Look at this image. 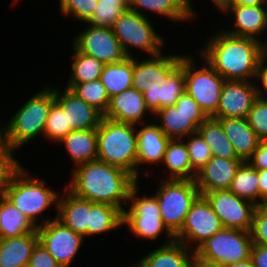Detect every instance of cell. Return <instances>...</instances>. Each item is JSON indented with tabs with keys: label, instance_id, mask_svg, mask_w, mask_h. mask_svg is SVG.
Segmentation results:
<instances>
[{
	"label": "cell",
	"instance_id": "obj_2",
	"mask_svg": "<svg viewBox=\"0 0 267 267\" xmlns=\"http://www.w3.org/2000/svg\"><path fill=\"white\" fill-rule=\"evenodd\" d=\"M74 168L71 181L65 185L70 192L93 203H107L125 210L130 191L138 182L131 173L98 159Z\"/></svg>",
	"mask_w": 267,
	"mask_h": 267
},
{
	"label": "cell",
	"instance_id": "obj_25",
	"mask_svg": "<svg viewBox=\"0 0 267 267\" xmlns=\"http://www.w3.org/2000/svg\"><path fill=\"white\" fill-rule=\"evenodd\" d=\"M195 251L174 241L160 245L137 263L140 267H193Z\"/></svg>",
	"mask_w": 267,
	"mask_h": 267
},
{
	"label": "cell",
	"instance_id": "obj_24",
	"mask_svg": "<svg viewBox=\"0 0 267 267\" xmlns=\"http://www.w3.org/2000/svg\"><path fill=\"white\" fill-rule=\"evenodd\" d=\"M184 69L179 65L166 79V83L161 86L158 82H151L147 91L143 93V98L147 109L154 115L161 108L175 105L181 94L185 92Z\"/></svg>",
	"mask_w": 267,
	"mask_h": 267
},
{
	"label": "cell",
	"instance_id": "obj_28",
	"mask_svg": "<svg viewBox=\"0 0 267 267\" xmlns=\"http://www.w3.org/2000/svg\"><path fill=\"white\" fill-rule=\"evenodd\" d=\"M232 143L237 156L247 161L256 150L260 139L248 124L246 118H217Z\"/></svg>",
	"mask_w": 267,
	"mask_h": 267
},
{
	"label": "cell",
	"instance_id": "obj_52",
	"mask_svg": "<svg viewBox=\"0 0 267 267\" xmlns=\"http://www.w3.org/2000/svg\"><path fill=\"white\" fill-rule=\"evenodd\" d=\"M3 125L0 126V149H4L9 145L7 141V125Z\"/></svg>",
	"mask_w": 267,
	"mask_h": 267
},
{
	"label": "cell",
	"instance_id": "obj_9",
	"mask_svg": "<svg viewBox=\"0 0 267 267\" xmlns=\"http://www.w3.org/2000/svg\"><path fill=\"white\" fill-rule=\"evenodd\" d=\"M193 56L183 54L180 66L185 74V91L199 104L208 117H212L219 105L221 90L225 79L222 78L207 62L205 66L195 68Z\"/></svg>",
	"mask_w": 267,
	"mask_h": 267
},
{
	"label": "cell",
	"instance_id": "obj_16",
	"mask_svg": "<svg viewBox=\"0 0 267 267\" xmlns=\"http://www.w3.org/2000/svg\"><path fill=\"white\" fill-rule=\"evenodd\" d=\"M255 83L225 80L214 118H246L257 99Z\"/></svg>",
	"mask_w": 267,
	"mask_h": 267
},
{
	"label": "cell",
	"instance_id": "obj_10",
	"mask_svg": "<svg viewBox=\"0 0 267 267\" xmlns=\"http://www.w3.org/2000/svg\"><path fill=\"white\" fill-rule=\"evenodd\" d=\"M253 242L250 232L222 228L195 250L194 260H209L228 265L250 258Z\"/></svg>",
	"mask_w": 267,
	"mask_h": 267
},
{
	"label": "cell",
	"instance_id": "obj_54",
	"mask_svg": "<svg viewBox=\"0 0 267 267\" xmlns=\"http://www.w3.org/2000/svg\"><path fill=\"white\" fill-rule=\"evenodd\" d=\"M98 2L118 3L124 10L129 8V0H98Z\"/></svg>",
	"mask_w": 267,
	"mask_h": 267
},
{
	"label": "cell",
	"instance_id": "obj_30",
	"mask_svg": "<svg viewBox=\"0 0 267 267\" xmlns=\"http://www.w3.org/2000/svg\"><path fill=\"white\" fill-rule=\"evenodd\" d=\"M166 166L165 179L195 180L196 172L191 167L189 153L184 139H170L161 165Z\"/></svg>",
	"mask_w": 267,
	"mask_h": 267
},
{
	"label": "cell",
	"instance_id": "obj_37",
	"mask_svg": "<svg viewBox=\"0 0 267 267\" xmlns=\"http://www.w3.org/2000/svg\"><path fill=\"white\" fill-rule=\"evenodd\" d=\"M80 99L95 107L103 115L108 109L110 98L100 79L78 84H66Z\"/></svg>",
	"mask_w": 267,
	"mask_h": 267
},
{
	"label": "cell",
	"instance_id": "obj_39",
	"mask_svg": "<svg viewBox=\"0 0 267 267\" xmlns=\"http://www.w3.org/2000/svg\"><path fill=\"white\" fill-rule=\"evenodd\" d=\"M184 141H186L191 167L197 173L212 158L210 147L199 132L185 137Z\"/></svg>",
	"mask_w": 267,
	"mask_h": 267
},
{
	"label": "cell",
	"instance_id": "obj_42",
	"mask_svg": "<svg viewBox=\"0 0 267 267\" xmlns=\"http://www.w3.org/2000/svg\"><path fill=\"white\" fill-rule=\"evenodd\" d=\"M123 12L124 9L118 3L98 2V6L87 24L97 27H111Z\"/></svg>",
	"mask_w": 267,
	"mask_h": 267
},
{
	"label": "cell",
	"instance_id": "obj_8",
	"mask_svg": "<svg viewBox=\"0 0 267 267\" xmlns=\"http://www.w3.org/2000/svg\"><path fill=\"white\" fill-rule=\"evenodd\" d=\"M151 22L147 16L127 9L111 26L127 57H134L131 52L133 50H130L133 48L139 49L150 57L164 52L162 51V46L165 45L164 38L156 32Z\"/></svg>",
	"mask_w": 267,
	"mask_h": 267
},
{
	"label": "cell",
	"instance_id": "obj_35",
	"mask_svg": "<svg viewBox=\"0 0 267 267\" xmlns=\"http://www.w3.org/2000/svg\"><path fill=\"white\" fill-rule=\"evenodd\" d=\"M229 190L257 207L260 206L258 170L244 161L237 169Z\"/></svg>",
	"mask_w": 267,
	"mask_h": 267
},
{
	"label": "cell",
	"instance_id": "obj_53",
	"mask_svg": "<svg viewBox=\"0 0 267 267\" xmlns=\"http://www.w3.org/2000/svg\"><path fill=\"white\" fill-rule=\"evenodd\" d=\"M227 267H255L251 258L247 260L228 264Z\"/></svg>",
	"mask_w": 267,
	"mask_h": 267
},
{
	"label": "cell",
	"instance_id": "obj_43",
	"mask_svg": "<svg viewBox=\"0 0 267 267\" xmlns=\"http://www.w3.org/2000/svg\"><path fill=\"white\" fill-rule=\"evenodd\" d=\"M14 155L15 150L10 145L0 149V191L5 189L13 174L22 166Z\"/></svg>",
	"mask_w": 267,
	"mask_h": 267
},
{
	"label": "cell",
	"instance_id": "obj_7",
	"mask_svg": "<svg viewBox=\"0 0 267 267\" xmlns=\"http://www.w3.org/2000/svg\"><path fill=\"white\" fill-rule=\"evenodd\" d=\"M160 179L155 192L161 219L175 236L182 228L192 203L200 195L195 180Z\"/></svg>",
	"mask_w": 267,
	"mask_h": 267
},
{
	"label": "cell",
	"instance_id": "obj_33",
	"mask_svg": "<svg viewBox=\"0 0 267 267\" xmlns=\"http://www.w3.org/2000/svg\"><path fill=\"white\" fill-rule=\"evenodd\" d=\"M198 132L210 147L212 157L240 159L217 118L208 117L198 127Z\"/></svg>",
	"mask_w": 267,
	"mask_h": 267
},
{
	"label": "cell",
	"instance_id": "obj_6",
	"mask_svg": "<svg viewBox=\"0 0 267 267\" xmlns=\"http://www.w3.org/2000/svg\"><path fill=\"white\" fill-rule=\"evenodd\" d=\"M138 181L130 191L127 207L123 211V226L136 238L156 241L163 232L168 238L164 245L175 241V236L168 230L161 219L156 195H138L140 186ZM138 195V196H137Z\"/></svg>",
	"mask_w": 267,
	"mask_h": 267
},
{
	"label": "cell",
	"instance_id": "obj_12",
	"mask_svg": "<svg viewBox=\"0 0 267 267\" xmlns=\"http://www.w3.org/2000/svg\"><path fill=\"white\" fill-rule=\"evenodd\" d=\"M222 228L209 201L204 195H199L192 203L181 230L175 235V241L195 251Z\"/></svg>",
	"mask_w": 267,
	"mask_h": 267
},
{
	"label": "cell",
	"instance_id": "obj_38",
	"mask_svg": "<svg viewBox=\"0 0 267 267\" xmlns=\"http://www.w3.org/2000/svg\"><path fill=\"white\" fill-rule=\"evenodd\" d=\"M71 128L67 125L66 112L63 111L61 105L55 100L49 110L45 123L44 138L52 141L54 144L60 142L69 132Z\"/></svg>",
	"mask_w": 267,
	"mask_h": 267
},
{
	"label": "cell",
	"instance_id": "obj_13",
	"mask_svg": "<svg viewBox=\"0 0 267 267\" xmlns=\"http://www.w3.org/2000/svg\"><path fill=\"white\" fill-rule=\"evenodd\" d=\"M37 227L39 242L49 251L61 267H69L84 244L85 238L66 227L59 220L41 217Z\"/></svg>",
	"mask_w": 267,
	"mask_h": 267
},
{
	"label": "cell",
	"instance_id": "obj_40",
	"mask_svg": "<svg viewBox=\"0 0 267 267\" xmlns=\"http://www.w3.org/2000/svg\"><path fill=\"white\" fill-rule=\"evenodd\" d=\"M60 14L73 16L79 22L83 21L86 24L94 14L98 6V0H58Z\"/></svg>",
	"mask_w": 267,
	"mask_h": 267
},
{
	"label": "cell",
	"instance_id": "obj_36",
	"mask_svg": "<svg viewBox=\"0 0 267 267\" xmlns=\"http://www.w3.org/2000/svg\"><path fill=\"white\" fill-rule=\"evenodd\" d=\"M71 72L67 84H78L100 79L104 64L91 56L79 52L74 46Z\"/></svg>",
	"mask_w": 267,
	"mask_h": 267
},
{
	"label": "cell",
	"instance_id": "obj_29",
	"mask_svg": "<svg viewBox=\"0 0 267 267\" xmlns=\"http://www.w3.org/2000/svg\"><path fill=\"white\" fill-rule=\"evenodd\" d=\"M59 143L64 145L73 167L97 160V128L71 131Z\"/></svg>",
	"mask_w": 267,
	"mask_h": 267
},
{
	"label": "cell",
	"instance_id": "obj_26",
	"mask_svg": "<svg viewBox=\"0 0 267 267\" xmlns=\"http://www.w3.org/2000/svg\"><path fill=\"white\" fill-rule=\"evenodd\" d=\"M192 0H129V8L142 16H146L143 10L158 14L168 21L183 22L194 20L196 12L191 4ZM143 8V9H142ZM141 9V10H140Z\"/></svg>",
	"mask_w": 267,
	"mask_h": 267
},
{
	"label": "cell",
	"instance_id": "obj_11",
	"mask_svg": "<svg viewBox=\"0 0 267 267\" xmlns=\"http://www.w3.org/2000/svg\"><path fill=\"white\" fill-rule=\"evenodd\" d=\"M152 118L154 122L156 120L155 124L169 139H184L198 132V127L208 116L185 91L175 105L161 108Z\"/></svg>",
	"mask_w": 267,
	"mask_h": 267
},
{
	"label": "cell",
	"instance_id": "obj_55",
	"mask_svg": "<svg viewBox=\"0 0 267 267\" xmlns=\"http://www.w3.org/2000/svg\"><path fill=\"white\" fill-rule=\"evenodd\" d=\"M212 4L217 7V9L221 10L229 0H211Z\"/></svg>",
	"mask_w": 267,
	"mask_h": 267
},
{
	"label": "cell",
	"instance_id": "obj_45",
	"mask_svg": "<svg viewBox=\"0 0 267 267\" xmlns=\"http://www.w3.org/2000/svg\"><path fill=\"white\" fill-rule=\"evenodd\" d=\"M27 267H61L49 251L38 242L33 249Z\"/></svg>",
	"mask_w": 267,
	"mask_h": 267
},
{
	"label": "cell",
	"instance_id": "obj_22",
	"mask_svg": "<svg viewBox=\"0 0 267 267\" xmlns=\"http://www.w3.org/2000/svg\"><path fill=\"white\" fill-rule=\"evenodd\" d=\"M151 122V124H150ZM149 123L137 125V180L140 181V170L138 167L142 165L161 166L163 155L169 138L159 129L152 120ZM138 126L140 128H138ZM142 126V127H141Z\"/></svg>",
	"mask_w": 267,
	"mask_h": 267
},
{
	"label": "cell",
	"instance_id": "obj_23",
	"mask_svg": "<svg viewBox=\"0 0 267 267\" xmlns=\"http://www.w3.org/2000/svg\"><path fill=\"white\" fill-rule=\"evenodd\" d=\"M63 194H59L56 219L75 233L87 238V225H89L90 207L94 204L75 196L66 187Z\"/></svg>",
	"mask_w": 267,
	"mask_h": 267
},
{
	"label": "cell",
	"instance_id": "obj_49",
	"mask_svg": "<svg viewBox=\"0 0 267 267\" xmlns=\"http://www.w3.org/2000/svg\"><path fill=\"white\" fill-rule=\"evenodd\" d=\"M259 175L260 206L267 204V169H257Z\"/></svg>",
	"mask_w": 267,
	"mask_h": 267
},
{
	"label": "cell",
	"instance_id": "obj_4",
	"mask_svg": "<svg viewBox=\"0 0 267 267\" xmlns=\"http://www.w3.org/2000/svg\"><path fill=\"white\" fill-rule=\"evenodd\" d=\"M28 172L21 166L2 192L37 228L40 226L39 217L51 206L57 207L60 192L49 188L43 179L35 175L32 177Z\"/></svg>",
	"mask_w": 267,
	"mask_h": 267
},
{
	"label": "cell",
	"instance_id": "obj_15",
	"mask_svg": "<svg viewBox=\"0 0 267 267\" xmlns=\"http://www.w3.org/2000/svg\"><path fill=\"white\" fill-rule=\"evenodd\" d=\"M204 196L219 216L223 228H235L250 232L256 205L234 195L229 189L206 192Z\"/></svg>",
	"mask_w": 267,
	"mask_h": 267
},
{
	"label": "cell",
	"instance_id": "obj_34",
	"mask_svg": "<svg viewBox=\"0 0 267 267\" xmlns=\"http://www.w3.org/2000/svg\"><path fill=\"white\" fill-rule=\"evenodd\" d=\"M37 228L4 195L0 198V238H15Z\"/></svg>",
	"mask_w": 267,
	"mask_h": 267
},
{
	"label": "cell",
	"instance_id": "obj_3",
	"mask_svg": "<svg viewBox=\"0 0 267 267\" xmlns=\"http://www.w3.org/2000/svg\"><path fill=\"white\" fill-rule=\"evenodd\" d=\"M97 159L137 179V125L102 118L97 128Z\"/></svg>",
	"mask_w": 267,
	"mask_h": 267
},
{
	"label": "cell",
	"instance_id": "obj_19",
	"mask_svg": "<svg viewBox=\"0 0 267 267\" xmlns=\"http://www.w3.org/2000/svg\"><path fill=\"white\" fill-rule=\"evenodd\" d=\"M55 100L66 112L67 125L72 131L96 129L100 125L103 114L69 88L64 87L63 92H60L59 87H55Z\"/></svg>",
	"mask_w": 267,
	"mask_h": 267
},
{
	"label": "cell",
	"instance_id": "obj_14",
	"mask_svg": "<svg viewBox=\"0 0 267 267\" xmlns=\"http://www.w3.org/2000/svg\"><path fill=\"white\" fill-rule=\"evenodd\" d=\"M87 25L72 42L79 52L94 57L103 64L117 63L127 57L111 27Z\"/></svg>",
	"mask_w": 267,
	"mask_h": 267
},
{
	"label": "cell",
	"instance_id": "obj_20",
	"mask_svg": "<svg viewBox=\"0 0 267 267\" xmlns=\"http://www.w3.org/2000/svg\"><path fill=\"white\" fill-rule=\"evenodd\" d=\"M146 113L151 114L147 109L143 93L131 87L110 98L103 117L116 122L141 125L146 123L144 122Z\"/></svg>",
	"mask_w": 267,
	"mask_h": 267
},
{
	"label": "cell",
	"instance_id": "obj_41",
	"mask_svg": "<svg viewBox=\"0 0 267 267\" xmlns=\"http://www.w3.org/2000/svg\"><path fill=\"white\" fill-rule=\"evenodd\" d=\"M246 120L260 140H267V100L257 98Z\"/></svg>",
	"mask_w": 267,
	"mask_h": 267
},
{
	"label": "cell",
	"instance_id": "obj_51",
	"mask_svg": "<svg viewBox=\"0 0 267 267\" xmlns=\"http://www.w3.org/2000/svg\"><path fill=\"white\" fill-rule=\"evenodd\" d=\"M193 267H227V265L209 260H194Z\"/></svg>",
	"mask_w": 267,
	"mask_h": 267
},
{
	"label": "cell",
	"instance_id": "obj_21",
	"mask_svg": "<svg viewBox=\"0 0 267 267\" xmlns=\"http://www.w3.org/2000/svg\"><path fill=\"white\" fill-rule=\"evenodd\" d=\"M243 162L242 159L212 157L195 177L200 195L214 190L229 189L237 169Z\"/></svg>",
	"mask_w": 267,
	"mask_h": 267
},
{
	"label": "cell",
	"instance_id": "obj_5",
	"mask_svg": "<svg viewBox=\"0 0 267 267\" xmlns=\"http://www.w3.org/2000/svg\"><path fill=\"white\" fill-rule=\"evenodd\" d=\"M6 123L8 144L16 151L39 135H43L45 123L52 103L55 87L46 85L34 93Z\"/></svg>",
	"mask_w": 267,
	"mask_h": 267
},
{
	"label": "cell",
	"instance_id": "obj_1",
	"mask_svg": "<svg viewBox=\"0 0 267 267\" xmlns=\"http://www.w3.org/2000/svg\"><path fill=\"white\" fill-rule=\"evenodd\" d=\"M221 30L208 38L200 49V58L225 80L254 82L258 62L267 53V47L259 40Z\"/></svg>",
	"mask_w": 267,
	"mask_h": 267
},
{
	"label": "cell",
	"instance_id": "obj_18",
	"mask_svg": "<svg viewBox=\"0 0 267 267\" xmlns=\"http://www.w3.org/2000/svg\"><path fill=\"white\" fill-rule=\"evenodd\" d=\"M220 12L232 14L234 19V29H225L226 33L259 40L267 47L266 41L260 39L267 30V6H224Z\"/></svg>",
	"mask_w": 267,
	"mask_h": 267
},
{
	"label": "cell",
	"instance_id": "obj_27",
	"mask_svg": "<svg viewBox=\"0 0 267 267\" xmlns=\"http://www.w3.org/2000/svg\"><path fill=\"white\" fill-rule=\"evenodd\" d=\"M38 242L37 229L15 238H0V267H27Z\"/></svg>",
	"mask_w": 267,
	"mask_h": 267
},
{
	"label": "cell",
	"instance_id": "obj_50",
	"mask_svg": "<svg viewBox=\"0 0 267 267\" xmlns=\"http://www.w3.org/2000/svg\"><path fill=\"white\" fill-rule=\"evenodd\" d=\"M225 6H267V0H229Z\"/></svg>",
	"mask_w": 267,
	"mask_h": 267
},
{
	"label": "cell",
	"instance_id": "obj_47",
	"mask_svg": "<svg viewBox=\"0 0 267 267\" xmlns=\"http://www.w3.org/2000/svg\"><path fill=\"white\" fill-rule=\"evenodd\" d=\"M247 162L256 169H267V140H260Z\"/></svg>",
	"mask_w": 267,
	"mask_h": 267
},
{
	"label": "cell",
	"instance_id": "obj_48",
	"mask_svg": "<svg viewBox=\"0 0 267 267\" xmlns=\"http://www.w3.org/2000/svg\"><path fill=\"white\" fill-rule=\"evenodd\" d=\"M250 258L255 267H267V246L253 244Z\"/></svg>",
	"mask_w": 267,
	"mask_h": 267
},
{
	"label": "cell",
	"instance_id": "obj_31",
	"mask_svg": "<svg viewBox=\"0 0 267 267\" xmlns=\"http://www.w3.org/2000/svg\"><path fill=\"white\" fill-rule=\"evenodd\" d=\"M123 227V211L111 204L94 203L90 207L87 237L102 235Z\"/></svg>",
	"mask_w": 267,
	"mask_h": 267
},
{
	"label": "cell",
	"instance_id": "obj_56",
	"mask_svg": "<svg viewBox=\"0 0 267 267\" xmlns=\"http://www.w3.org/2000/svg\"><path fill=\"white\" fill-rule=\"evenodd\" d=\"M135 266H132V267H140L138 264H137V262H136V264H134Z\"/></svg>",
	"mask_w": 267,
	"mask_h": 267
},
{
	"label": "cell",
	"instance_id": "obj_32",
	"mask_svg": "<svg viewBox=\"0 0 267 267\" xmlns=\"http://www.w3.org/2000/svg\"><path fill=\"white\" fill-rule=\"evenodd\" d=\"M133 67L134 57H126L113 64H104L100 80L109 98L132 87Z\"/></svg>",
	"mask_w": 267,
	"mask_h": 267
},
{
	"label": "cell",
	"instance_id": "obj_17",
	"mask_svg": "<svg viewBox=\"0 0 267 267\" xmlns=\"http://www.w3.org/2000/svg\"><path fill=\"white\" fill-rule=\"evenodd\" d=\"M181 57L179 54L161 53L140 61L134 56L132 87L144 93L151 82L163 86L167 77L180 65Z\"/></svg>",
	"mask_w": 267,
	"mask_h": 267
},
{
	"label": "cell",
	"instance_id": "obj_46",
	"mask_svg": "<svg viewBox=\"0 0 267 267\" xmlns=\"http://www.w3.org/2000/svg\"><path fill=\"white\" fill-rule=\"evenodd\" d=\"M257 79L260 80V82ZM254 83H256L257 97L267 100V53L258 62ZM258 83H260V85Z\"/></svg>",
	"mask_w": 267,
	"mask_h": 267
},
{
	"label": "cell",
	"instance_id": "obj_44",
	"mask_svg": "<svg viewBox=\"0 0 267 267\" xmlns=\"http://www.w3.org/2000/svg\"><path fill=\"white\" fill-rule=\"evenodd\" d=\"M250 235L253 244L267 246V206L255 208Z\"/></svg>",
	"mask_w": 267,
	"mask_h": 267
}]
</instances>
